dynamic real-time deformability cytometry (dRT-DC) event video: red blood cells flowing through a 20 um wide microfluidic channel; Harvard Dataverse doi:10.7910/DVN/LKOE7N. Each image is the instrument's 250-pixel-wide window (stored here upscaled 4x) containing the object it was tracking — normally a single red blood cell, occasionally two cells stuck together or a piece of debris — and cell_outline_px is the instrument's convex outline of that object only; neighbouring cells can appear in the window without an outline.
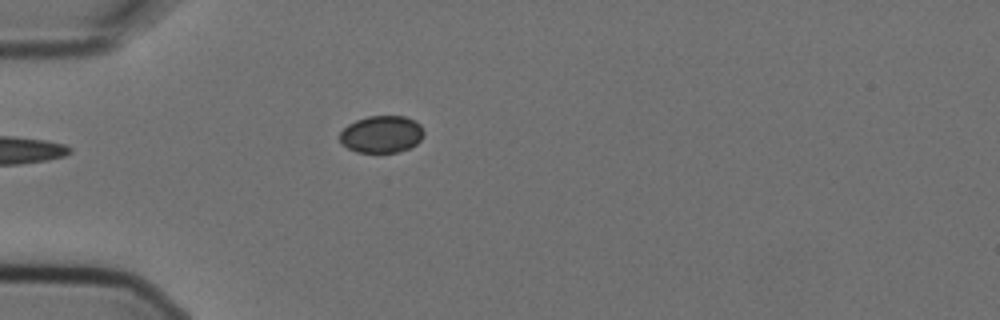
{"species": "Egyptian fruit bat (a non-hibernating species)", "species_latin": "Rousettus aegyptiacus", "temperature_condition": "cold", "stored_images_in_passage": 5, "camera_frame_rate_fps": 3000, "um_per_image_px": 0.085, "animal": {"sex": "female"}, "frame": {"image": 1, "passage_image": 5, "time_ms": 1.333, "image_size_px": [1000, 320], "cell_outline_px": [[424, 136], [416, 144], [408, 148], [396, 152], [356, 152], [348, 148], [340, 140], [340, 132], [348, 124], [356, 120], [368, 116], [404, 116], [416, 120], [420, 124], [424, 132]], "centroid_in_image_um": [32.45, 11.4], "position_along_channel_um": 52.5, "area_um2": 18.15}}